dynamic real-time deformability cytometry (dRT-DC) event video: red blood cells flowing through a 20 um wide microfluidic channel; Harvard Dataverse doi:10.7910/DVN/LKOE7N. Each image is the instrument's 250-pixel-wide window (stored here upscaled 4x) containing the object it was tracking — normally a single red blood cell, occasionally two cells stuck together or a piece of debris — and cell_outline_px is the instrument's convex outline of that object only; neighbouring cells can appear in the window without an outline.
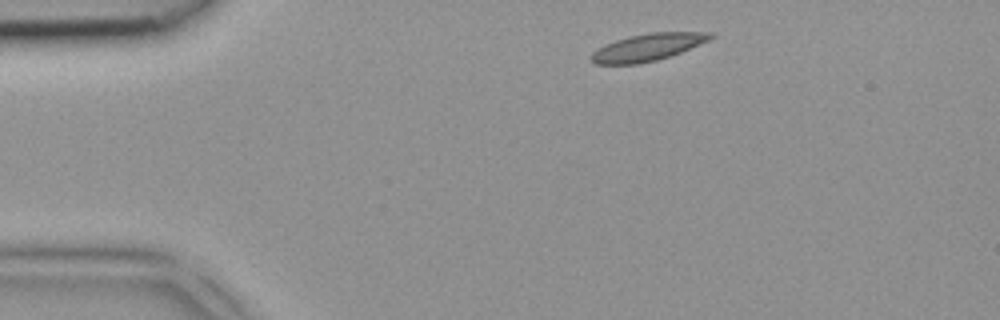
{"species": "common noctule bat (a hibernating species)", "species_latin": "Nyctalus noctula", "temperature_condition": "room temperature", "stored_images_in_passage": 3, "camera_frame_rate_fps": 3000, "um_per_image_px": 0.085, "animal": {"sex": "female", "body_mass_g": 18.4}, "frame": {"image": 1, "passage_image": 1, "time_ms": 0.0, "image_size_px": [1000, 320], "cell_outline_px": [[716, 36], [708, 40], [680, 52], [656, 60], [636, 64], [596, 64], [592, 60], [592, 52], [616, 40], [628, 36], [648, 32], [712, 32]], "centroid_in_image_um": [55.08, 4.0], "position_along_channel_um": 29.9, "area_um2": 18.5}}
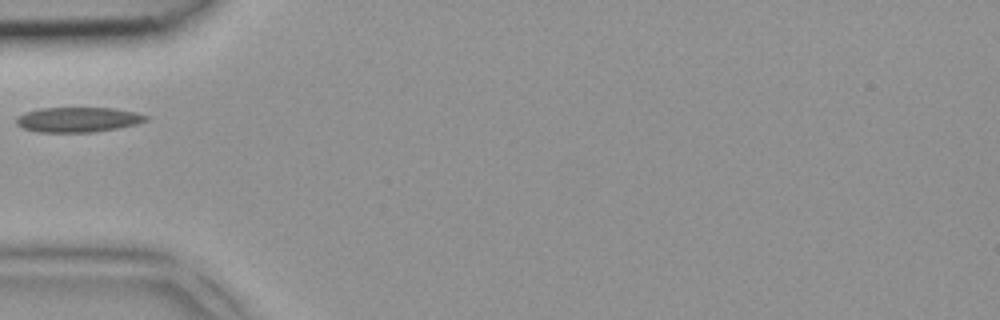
{"frame": {"image": 2, "passage_image": 3, "time_ms": 0.667, "image_size_px": [1000, 320], "cell_outline_px": [[148, 120], [136, 124], [116, 128], [92, 132], [36, 132], [20, 128], [16, 124], [16, 116], [24, 112], [40, 108], [116, 108], [136, 112], [148, 116]], "centroid_in_image_um": [6.58, 10.16], "position_along_channel_um": 78.4, "area_um2": 19.02}}